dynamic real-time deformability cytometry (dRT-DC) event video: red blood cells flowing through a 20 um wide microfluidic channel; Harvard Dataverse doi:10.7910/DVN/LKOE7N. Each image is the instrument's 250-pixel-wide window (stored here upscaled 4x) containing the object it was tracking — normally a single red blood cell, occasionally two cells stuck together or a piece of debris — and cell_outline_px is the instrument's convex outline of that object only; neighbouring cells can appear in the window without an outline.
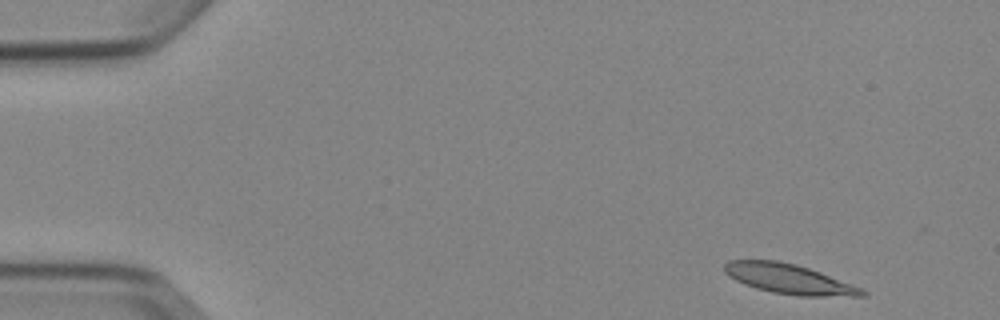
{"species": "Egyptian fruit bat (a non-hibernating species)", "species_latin": "Rousettus aegyptiacus", "temperature_condition": "cold", "stored_images_in_passage": 4, "camera_frame_rate_fps": 3000, "um_per_image_px": 0.085, "animal": {"sex": "female"}, "frame": {"image": 1, "passage_image": 1, "time_ms": 0.0, "image_size_px": [1000, 320], "cell_outline_px": [[868, 296], [800, 296], [772, 292], [756, 288], [744, 284], [728, 276], [724, 272], [724, 264], [728, 260], [776, 260], [796, 264], [820, 272], [864, 288], [868, 292]], "centroid_in_image_um": [67.1, 23.71], "position_along_channel_um": 17.9, "area_um2": 24.04}}
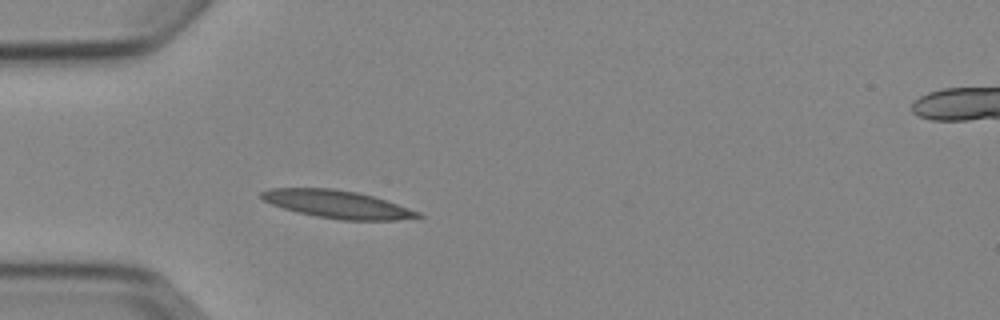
{"frame": {"image": 2, "passage_image": 4, "time_ms": 3.667, "image_size_px": [1000, 320], "cell_outline_px": [[424, 216], [396, 220], [340, 220], [316, 216], [296, 212], [272, 204], [264, 200], [260, 196], [260, 192], [268, 188], [332, 188], [356, 192], [372, 196], [420, 212]], "centroid_in_image_um": [28.63, 17.36], "position_along_channel_um": 56.4, "area_um2": 25.09}}